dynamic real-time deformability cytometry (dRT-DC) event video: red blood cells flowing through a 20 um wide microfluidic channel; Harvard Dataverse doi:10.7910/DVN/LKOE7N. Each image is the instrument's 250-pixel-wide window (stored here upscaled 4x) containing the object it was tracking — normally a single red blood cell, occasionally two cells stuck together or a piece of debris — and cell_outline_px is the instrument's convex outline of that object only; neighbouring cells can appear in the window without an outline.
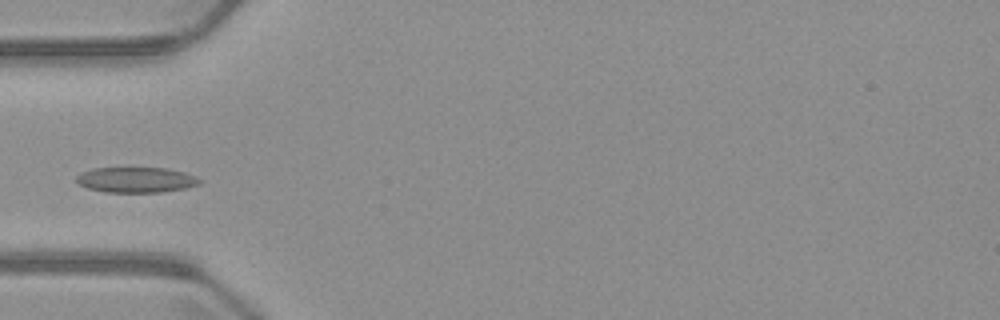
{"species": "common noctule bat (a hibernating species)", "species_latin": "Nyctalus noctula", "temperature_condition": "warm", "stored_images_in_passage": 5, "camera_frame_rate_fps": 3000, "um_per_image_px": 0.085, "animal": {"sex": "male", "body_mass_g": 23.1, "forearm_length_mm": 52.7}, "frame": {"image": 1, "passage_image": 5, "time_ms": 4.667, "image_size_px": [1000, 320], "cell_outline_px": [[200, 184], [184, 188], [160, 192], [104, 192], [88, 188], [80, 184], [76, 180], [76, 176], [80, 172], [92, 168], [128, 164], [168, 168], [184, 172], [196, 176], [200, 180]], "centroid_in_image_um": [11.52, 15.21], "position_along_channel_um": 73.5, "area_um2": 19.31}}